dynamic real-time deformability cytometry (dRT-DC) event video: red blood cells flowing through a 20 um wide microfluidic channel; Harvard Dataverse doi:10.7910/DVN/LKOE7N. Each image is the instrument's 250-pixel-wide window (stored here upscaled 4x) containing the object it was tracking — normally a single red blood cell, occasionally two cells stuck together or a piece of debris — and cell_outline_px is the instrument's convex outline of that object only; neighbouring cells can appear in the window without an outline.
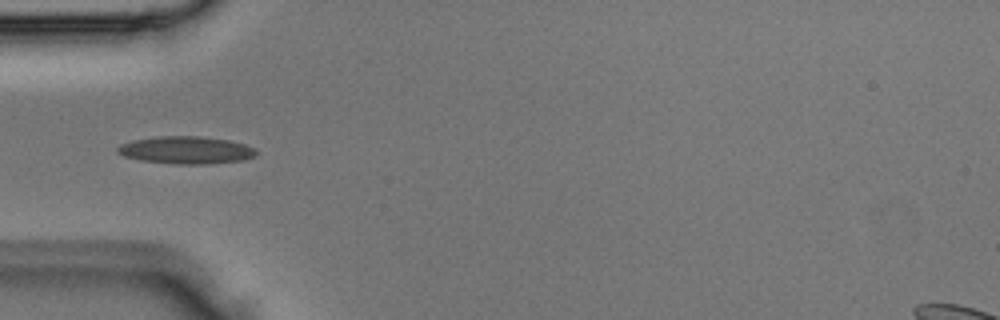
{"species": "Egyptian fruit bat (a non-hibernating species)", "species_latin": "Rousettus aegyptiacus", "temperature_condition": "room temperature", "stored_images_in_passage": 4, "camera_frame_rate_fps": 3000, "um_per_image_px": 0.085, "animal": {"sex": "male"}, "frame": {"image": 1, "passage_image": 4, "time_ms": 1.0, "image_size_px": [1000, 320], "cell_outline_px": [[256, 156], [240, 160], [204, 164], [180, 164], [140, 160], [124, 156], [116, 152], [116, 148], [120, 144], [132, 140], [156, 136], [200, 136], [228, 140], [244, 144], [256, 148]], "centroid_in_image_um": [15.78, 12.75], "position_along_channel_um": 69.2, "area_um2": 22.14}}